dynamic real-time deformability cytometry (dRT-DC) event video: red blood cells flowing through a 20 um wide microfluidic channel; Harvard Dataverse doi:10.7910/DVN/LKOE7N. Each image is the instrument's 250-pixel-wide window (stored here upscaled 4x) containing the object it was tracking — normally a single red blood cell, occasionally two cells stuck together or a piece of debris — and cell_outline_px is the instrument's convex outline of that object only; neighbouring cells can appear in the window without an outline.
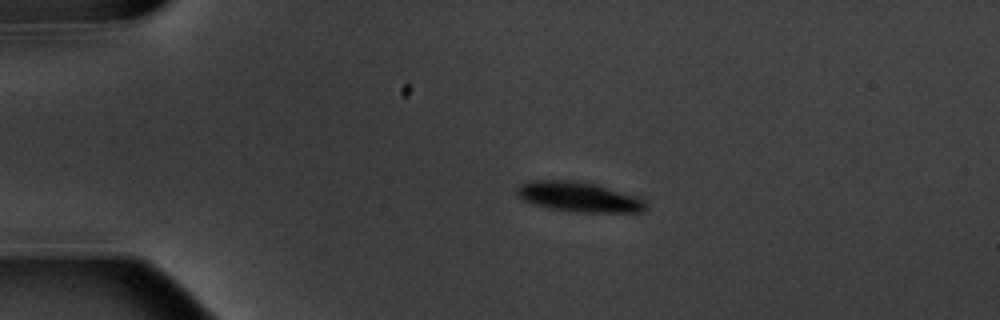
{"species": "common noctule bat (a hibernating species)", "species_latin": "Nyctalus noctula", "temperature_condition": "warm", "stored_images_in_passage": 5, "camera_frame_rate_fps": 3000, "um_per_image_px": 0.085, "animal": {"sex": "male", "body_mass_g": 20.1, "forearm_length_mm": 53.5}, "frame": {"image": 1, "passage_image": 4, "time_ms": 3.667, "image_size_px": [1000, 320], "cell_outline_px": [[648, 208], [644, 212], [572, 212], [552, 208], [536, 204], [524, 200], [516, 192], [516, 188], [520, 184], [536, 180], [572, 180], [596, 184], [644, 200]], "centroid_in_image_um": [49.2, 16.74], "position_along_channel_um": 35.8, "area_um2": 22.08}}